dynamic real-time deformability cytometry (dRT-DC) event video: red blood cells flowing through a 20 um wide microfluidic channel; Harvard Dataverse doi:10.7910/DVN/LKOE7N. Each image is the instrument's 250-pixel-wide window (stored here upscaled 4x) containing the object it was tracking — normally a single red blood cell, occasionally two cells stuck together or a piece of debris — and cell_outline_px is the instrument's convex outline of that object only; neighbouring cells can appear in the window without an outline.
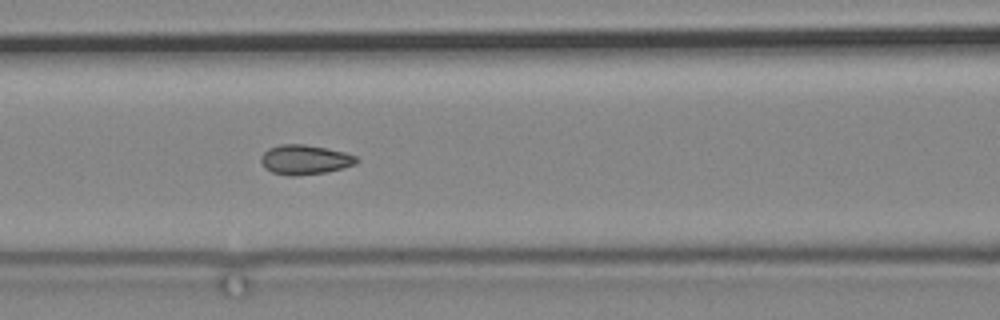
{"species": "common noctule bat (a hibernating species)", "species_latin": "Nyctalus noctula", "temperature_condition": "cold", "stored_images_in_passage": 6, "camera_frame_rate_fps": 3000, "um_per_image_px": 0.085, "animal": {"sex": "male", "body_mass_g": 19.2, "forearm_length_mm": 51.8}, "frame": {"image": 1, "passage_image": 6, "time_ms": 5.667, "image_size_px": [1000, 320], "cell_outline_px": [[360, 160], [356, 164], [344, 168], [328, 172], [296, 176], [288, 176], [272, 172], [260, 160], [260, 156], [268, 148], [280, 144], [304, 144], [344, 152], [356, 156]], "centroid_in_image_um": [25.94, 13.58], "position_along_channel_um": 140.7, "area_um2": 16.53}}